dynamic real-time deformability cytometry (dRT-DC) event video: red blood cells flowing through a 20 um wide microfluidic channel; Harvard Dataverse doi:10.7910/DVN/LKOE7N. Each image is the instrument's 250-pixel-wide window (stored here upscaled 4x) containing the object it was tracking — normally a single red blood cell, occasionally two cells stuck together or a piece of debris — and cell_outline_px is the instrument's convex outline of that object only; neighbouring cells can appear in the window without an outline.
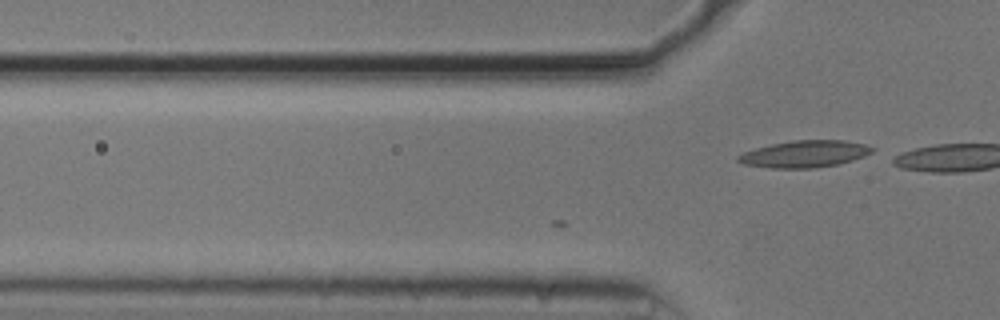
{"species": "common noctule bat (a hibernating species)", "species_latin": "Nyctalus noctula", "temperature_condition": "cold", "stored_images_in_passage": 10, "camera_frame_rate_fps": 3000, "um_per_image_px": 0.085, "animal": {"sex": "male", "body_mass_g": 20.5, "forearm_length_mm": 52.5}, "frame": {"image": 1, "passage_image": 10, "time_ms": 3.0, "image_size_px": [1000, 320], "cell_outline_px": [[876, 148], [872, 152], [864, 156], [840, 164], [816, 168], [772, 168], [744, 164], [736, 160], [736, 156], [744, 152], [756, 148], [772, 144], [792, 140], [844, 140], [864, 144]], "centroid_in_image_um": [68.41, 13.09], "position_along_channel_um": 57.4, "area_um2": 21.04}}